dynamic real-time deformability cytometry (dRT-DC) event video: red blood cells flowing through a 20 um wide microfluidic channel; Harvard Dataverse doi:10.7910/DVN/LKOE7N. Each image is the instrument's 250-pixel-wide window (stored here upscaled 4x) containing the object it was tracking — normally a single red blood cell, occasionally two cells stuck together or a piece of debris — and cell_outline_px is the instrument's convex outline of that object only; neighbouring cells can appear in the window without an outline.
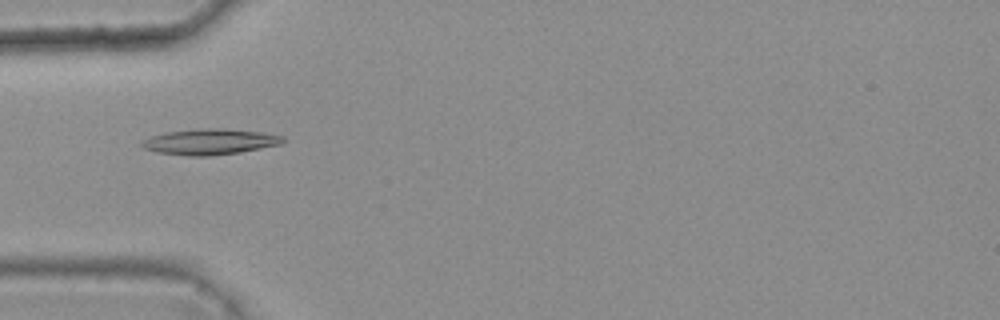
{"species": "common noctule bat (a hibernating species)", "species_latin": "Nyctalus noctula", "temperature_condition": "warm", "stored_images_in_passage": 5, "camera_frame_rate_fps": 3000, "um_per_image_px": 0.085, "animal": {"sex": "female", "body_mass_g": 25.1}, "frame": {"image": 1, "passage_image": 2, "time_ms": 0.333, "image_size_px": [1000, 320], "cell_outline_px": [[284, 140], [280, 144], [240, 152], [208, 156], [188, 156], [156, 152], [144, 148], [140, 144], [140, 140], [152, 136], [168, 132], [204, 128], [220, 128], [260, 132], [284, 136]], "centroid_in_image_um": [17.8, 12.05], "position_along_channel_um": 67.2, "area_um2": 20.98}}